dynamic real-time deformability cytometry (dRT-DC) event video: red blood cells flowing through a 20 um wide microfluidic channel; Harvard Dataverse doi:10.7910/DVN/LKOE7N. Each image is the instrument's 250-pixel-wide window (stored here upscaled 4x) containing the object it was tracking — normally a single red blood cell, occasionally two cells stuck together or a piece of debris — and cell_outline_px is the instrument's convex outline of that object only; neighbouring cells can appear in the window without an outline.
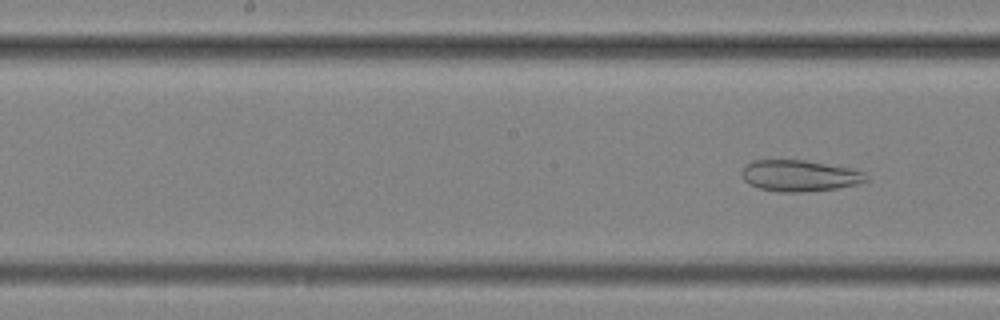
{"species": "common noctule bat (a hibernating species)", "species_latin": "Nyctalus noctula", "temperature_condition": "cold", "stored_images_in_passage": 7, "camera_frame_rate_fps": 3000, "um_per_image_px": 0.085, "animal": {"sex": "female", "body_mass_g": 25.1}, "frame": {"image": 1, "passage_image": 7, "time_ms": 2.0, "image_size_px": [1000, 320], "cell_outline_px": [[868, 180], [860, 184], [836, 188], [800, 192], [780, 192], [760, 188], [748, 184], [740, 176], [740, 172], [752, 160], [804, 160], [848, 168], [864, 172]], "centroid_in_image_um": [67.93, 14.94], "position_along_channel_um": 180.3, "area_um2": 22.54}}